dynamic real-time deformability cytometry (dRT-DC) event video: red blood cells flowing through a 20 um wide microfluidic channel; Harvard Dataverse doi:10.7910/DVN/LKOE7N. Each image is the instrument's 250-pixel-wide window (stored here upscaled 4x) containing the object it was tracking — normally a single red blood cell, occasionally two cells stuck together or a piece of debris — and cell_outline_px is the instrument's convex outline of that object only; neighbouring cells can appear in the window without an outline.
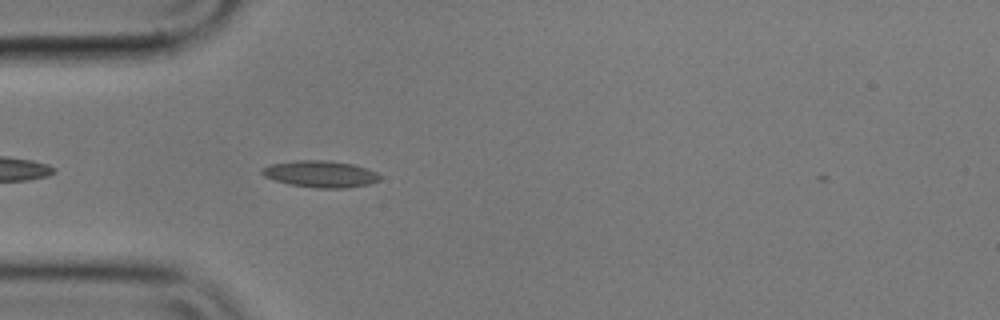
{"species": "common noctule bat (a hibernating species)", "species_latin": "Nyctalus noctula", "temperature_condition": "cold", "stored_images_in_passage": 5, "camera_frame_rate_fps": 3000, "um_per_image_px": 0.085, "animal": {"sex": "male", "body_mass_g": 17.9}, "frame": {"image": 1, "passage_image": 4, "time_ms": 1.0, "image_size_px": [1000, 320], "cell_outline_px": [[380, 180], [368, 184], [348, 188], [316, 188], [288, 184], [264, 176], [260, 172], [260, 168], [268, 164], [296, 160], [324, 160], [352, 164], [376, 172], [380, 176]], "centroid_in_image_um": [27.18, 14.79], "position_along_channel_um": 57.8, "area_um2": 18.32}}